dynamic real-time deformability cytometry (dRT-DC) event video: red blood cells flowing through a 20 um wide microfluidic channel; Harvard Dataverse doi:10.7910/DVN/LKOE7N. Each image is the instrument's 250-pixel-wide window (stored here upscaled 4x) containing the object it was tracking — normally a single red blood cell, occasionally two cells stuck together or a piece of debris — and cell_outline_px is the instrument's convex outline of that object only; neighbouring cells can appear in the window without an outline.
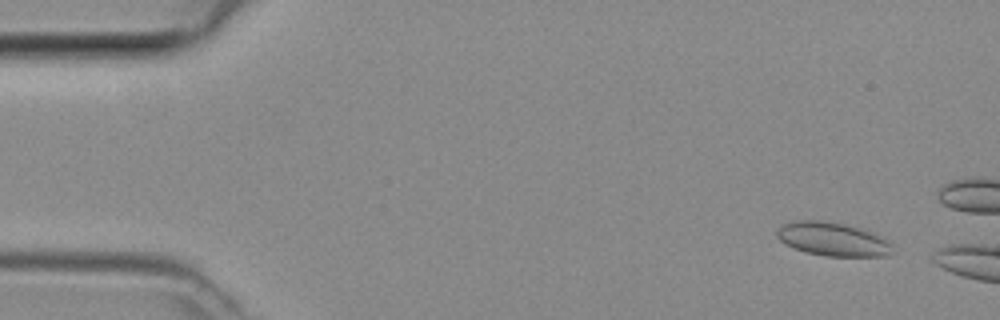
{"species": "common noctule bat (a hibernating species)", "species_latin": "Nyctalus noctula", "temperature_condition": "room temperature", "stored_images_in_passage": 7, "camera_frame_rate_fps": 3000, "um_per_image_px": 0.085, "animal": {"sex": "female", "body_mass_g": 29.2, "forearm_length_mm": 56.3}, "frame": {"image": 1, "passage_image": 4, "time_ms": 1.0, "image_size_px": [1000, 320], "cell_outline_px": [[892, 252], [888, 256], [828, 256], [804, 252], [780, 240], [776, 236], [776, 232], [784, 224], [800, 220], [816, 220], [844, 224], [860, 228], [880, 236], [888, 240], [892, 244]], "centroid_in_image_um": [70.82, 20.34], "position_along_channel_um": 14.2, "area_um2": 22.31}}